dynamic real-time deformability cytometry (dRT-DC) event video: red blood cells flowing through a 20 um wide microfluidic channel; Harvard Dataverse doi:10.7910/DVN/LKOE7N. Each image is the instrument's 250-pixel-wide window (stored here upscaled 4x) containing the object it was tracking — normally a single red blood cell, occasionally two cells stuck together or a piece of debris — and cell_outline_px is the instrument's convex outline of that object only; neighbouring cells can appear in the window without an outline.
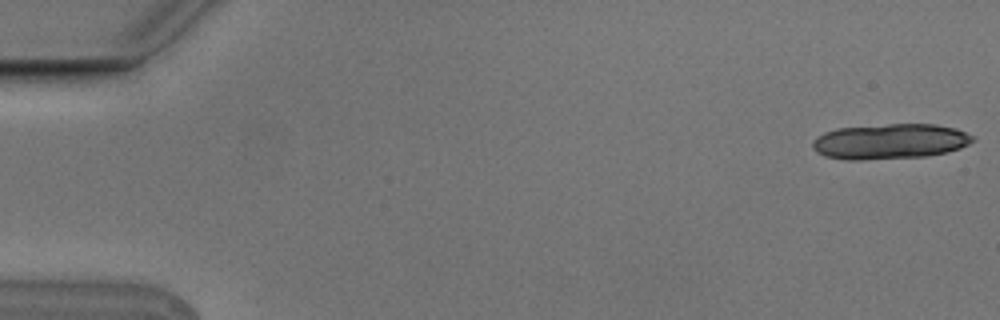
{"species": "Egyptian fruit bat (a non-hibernating species)", "species_latin": "Rousettus aegyptiacus", "temperature_condition": "cold", "stored_images_in_passage": 5, "camera_frame_rate_fps": 3000, "um_per_image_px": 0.085, "animal": {"sex": "male"}, "frame": {"image": 1, "passage_image": 1, "time_ms": 0.0, "image_size_px": [1000, 320], "cell_outline_px": [[976, 140], [960, 148], [948, 152], [928, 156], [860, 160], [844, 160], [824, 156], [816, 152], [812, 148], [812, 144], [816, 136], [824, 132], [836, 128], [888, 124], [936, 124], [956, 128], [976, 136]], "centroid_in_image_um": [75.66, 12.02], "position_along_channel_um": 9.3, "area_um2": 33.41}}